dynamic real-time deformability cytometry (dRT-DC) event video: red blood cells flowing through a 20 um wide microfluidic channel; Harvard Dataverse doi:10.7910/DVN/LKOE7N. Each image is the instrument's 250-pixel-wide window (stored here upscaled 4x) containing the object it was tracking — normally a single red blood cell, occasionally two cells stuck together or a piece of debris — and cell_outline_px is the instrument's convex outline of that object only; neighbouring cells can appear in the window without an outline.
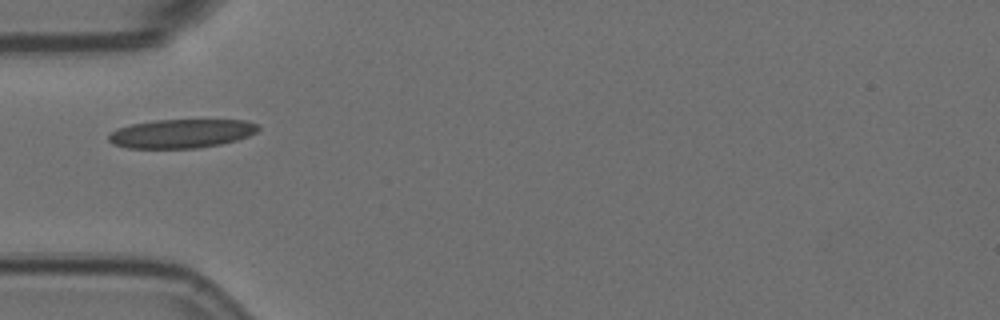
{"species": "Egyptian fruit bat (a non-hibernating species)", "species_latin": "Rousettus aegyptiacus", "temperature_condition": "room temperature", "stored_images_in_passage": 1, "camera_frame_rate_fps": 3000, "um_per_image_px": 0.085, "animal": {"sex": "female"}, "frame": {"image": 1, "passage_image": 1, "time_ms": 0.0, "image_size_px": [1000, 320], "cell_outline_px": [[260, 128], [256, 132], [248, 136], [236, 140], [220, 144], [196, 148], [128, 148], [112, 144], [108, 140], [108, 136], [116, 128], [132, 124], [152, 120], [244, 120], [256, 124]], "centroid_in_image_um": [15.38, 11.35], "position_along_channel_um": 69.6, "area_um2": 25.09}}